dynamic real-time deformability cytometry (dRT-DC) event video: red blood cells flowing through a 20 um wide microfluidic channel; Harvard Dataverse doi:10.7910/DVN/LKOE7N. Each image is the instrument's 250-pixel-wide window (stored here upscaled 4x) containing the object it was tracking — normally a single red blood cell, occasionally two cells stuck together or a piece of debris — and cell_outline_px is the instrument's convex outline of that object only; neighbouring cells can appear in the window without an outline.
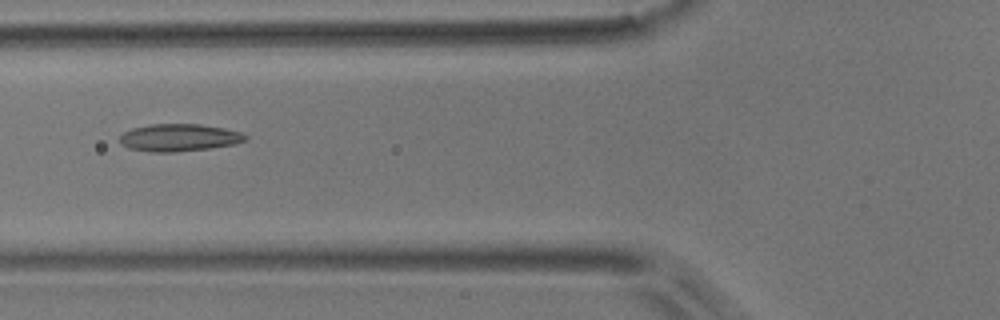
{"species": "common noctule bat (a hibernating species)", "species_latin": "Nyctalus noctula", "temperature_condition": "room temperature", "stored_images_in_passage": 5, "camera_frame_rate_fps": 3000, "um_per_image_px": 0.085, "animal": {"sex": "male", "body_mass_g": 17.9}, "frame": {"image": 1, "passage_image": 4, "time_ms": 3.333, "image_size_px": [1000, 320], "cell_outline_px": [[248, 140], [232, 144], [208, 148], [176, 152], [152, 152], [128, 148], [120, 144], [120, 136], [124, 132], [132, 128], [152, 124], [200, 124], [224, 128], [240, 132], [248, 136]], "centroid_in_image_um": [15.21, 11.69], "position_along_channel_um": 110.6, "area_um2": 20.0}}
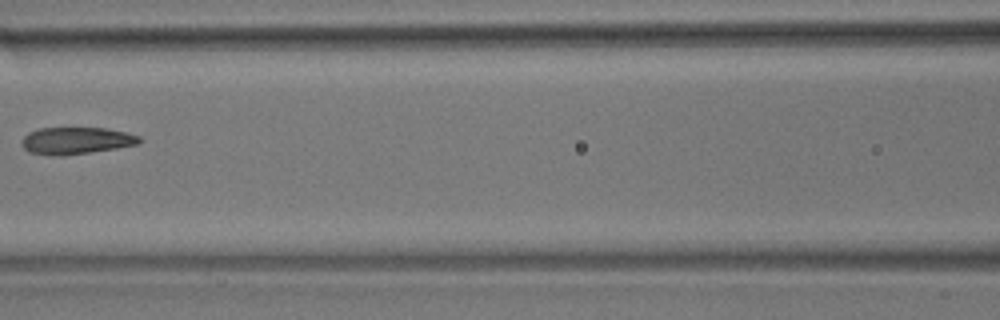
{"frame": {"image": 2, "passage_image": 5, "time_ms": 4.667, "image_size_px": [1000, 320], "cell_outline_px": [[144, 140], [140, 144], [116, 148], [60, 156], [52, 156], [28, 152], [24, 148], [24, 136], [28, 132], [40, 128], [104, 128], [128, 132], [140, 136]], "centroid_in_image_um": [6.53, 11.95], "position_along_channel_um": 160.1, "area_um2": 18.5}}